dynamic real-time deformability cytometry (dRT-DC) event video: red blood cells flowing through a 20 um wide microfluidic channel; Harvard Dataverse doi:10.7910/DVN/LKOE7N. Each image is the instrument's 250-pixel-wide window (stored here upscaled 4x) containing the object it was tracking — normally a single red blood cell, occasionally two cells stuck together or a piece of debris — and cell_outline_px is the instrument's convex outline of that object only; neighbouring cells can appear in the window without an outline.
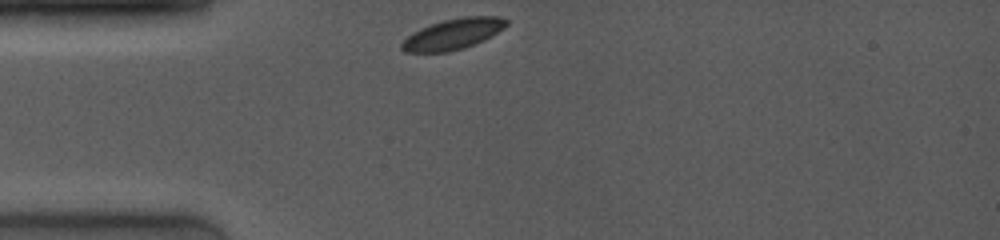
{"species": "common noctule bat (a hibernating species)", "species_latin": "Nyctalus noctula", "temperature_condition": "room temperature", "stored_images_in_passage": 21, "camera_frame_rate_fps": 4000, "um_per_image_px": 0.085, "animal": {"sex": "female", "body_mass_g": 19.0, "forearm_length_mm": 53.3}, "frame": {"image": 1, "passage_image": 1, "time_ms": 0.0, "image_size_px": [1000, 240], "cell_outline_px": [[508, 24], [504, 28], [492, 36], [484, 40], [464, 48], [448, 52], [404, 52], [400, 48], [400, 44], [408, 36], [420, 28], [444, 20], [464, 16], [496, 16], [508, 20]], "centroid_in_image_um": [38.52, 2.9], "position_along_channel_um": 46.5, "area_um2": 18.73}}
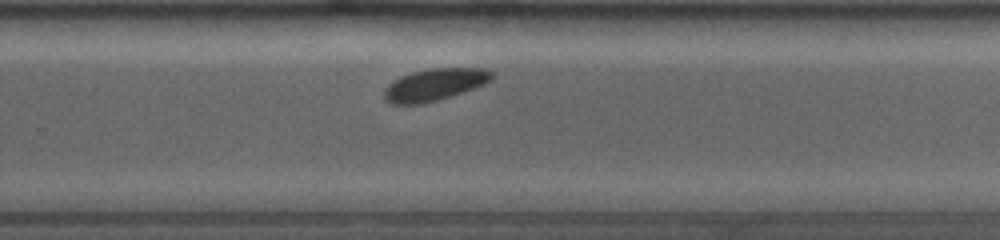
{"frame": {"image": 2, "passage_image": 15, "time_ms": 6.75, "image_size_px": [1000, 240], "cell_outline_px": [[496, 72], [492, 80], [484, 84], [436, 100], [420, 104], [392, 104], [384, 100], [384, 88], [392, 80], [400, 76], [412, 72], [428, 68], [488, 68]], "centroid_in_image_um": [36.93, 7.17], "position_along_channel_um": 292.9, "area_um2": 20.17}}
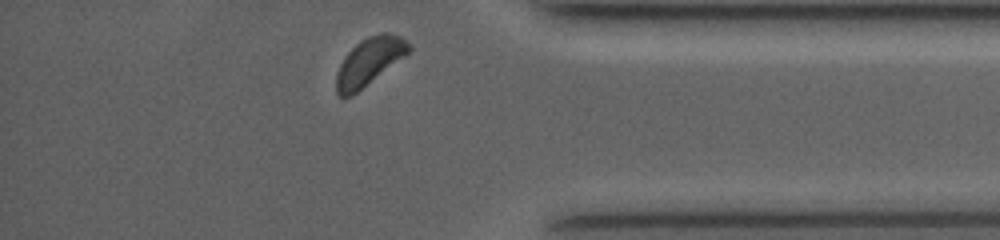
{"frame": {"image": 3, "passage_image": 21, "time_ms": 9.75, "image_size_px": [1000, 240], "cell_outline_px": [[412, 48], [404, 56], [352, 96], [340, 96], [336, 92], [336, 72], [340, 64], [348, 52], [360, 40], [368, 36], [384, 32], [388, 32], [400, 36]], "centroid_in_image_um": [31.36, 5.23], "position_along_channel_um": 403.8, "area_um2": 19.65}, "authors_computed_cell_mechanics": {"area_um2": 20.1144, "velocity_mm_per_s": 3.8968, "shape_relaxation_time_tau1_ms": null, "shape_relaxation_time_tau2_ms": 4.6817, "deformation_change_tau1": null, "deformation_change_tau2": 0.0587}}